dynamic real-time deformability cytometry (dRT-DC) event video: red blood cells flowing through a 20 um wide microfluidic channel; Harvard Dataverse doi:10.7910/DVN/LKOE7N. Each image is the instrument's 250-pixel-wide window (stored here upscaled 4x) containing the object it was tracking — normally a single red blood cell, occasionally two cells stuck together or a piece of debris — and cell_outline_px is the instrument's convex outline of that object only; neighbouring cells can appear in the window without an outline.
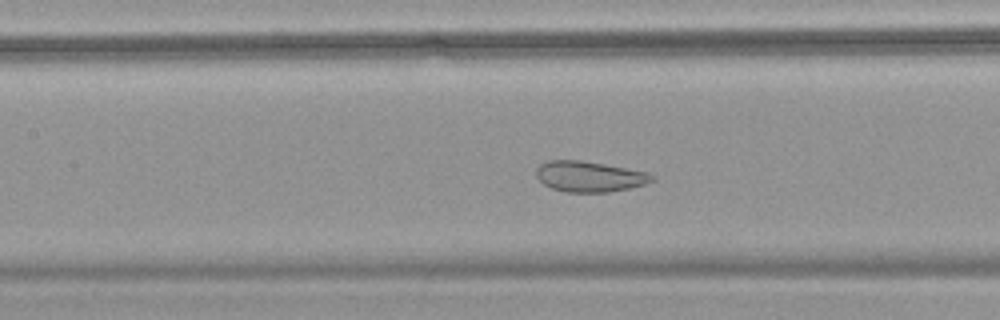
{"species": "common noctule bat (a hibernating species)", "species_latin": "Nyctalus noctula", "temperature_condition": "warm", "stored_images_in_passage": 55, "camera_frame_rate_fps": 3000, "um_per_image_px": 0.085, "animal": {"sex": "female", "body_mass_g": 18.4}, "frame": {"image": 1, "passage_image": 26, "time_ms": 8.333, "image_size_px": [1000, 320], "cell_outline_px": [[656, 180], [644, 184], [628, 188], [608, 192], [568, 192], [552, 188], [544, 184], [536, 176], [536, 168], [540, 164], [548, 160], [580, 160], [604, 164], [648, 172], [656, 176]], "centroid_in_image_um": [50.11, 15.0], "position_along_channel_um": 157.3, "area_um2": 20.63}}
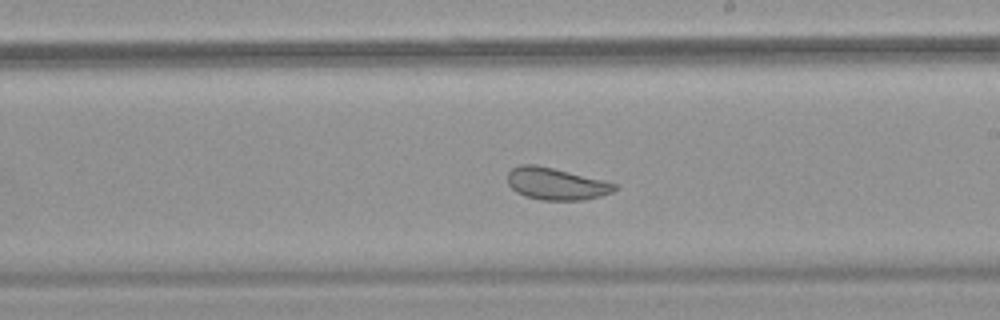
{"frame": {"image": 2, "passage_image": 33, "time_ms": 10.667, "image_size_px": [1000, 320], "cell_outline_px": [[620, 188], [612, 192], [600, 196], [584, 200], [540, 200], [524, 196], [516, 192], [508, 184], [508, 172], [512, 168], [520, 164], [536, 164], [604, 180], [616, 184]], "centroid_in_image_um": [47.27, 15.62], "position_along_channel_um": 241.7, "area_um2": 20.11}}
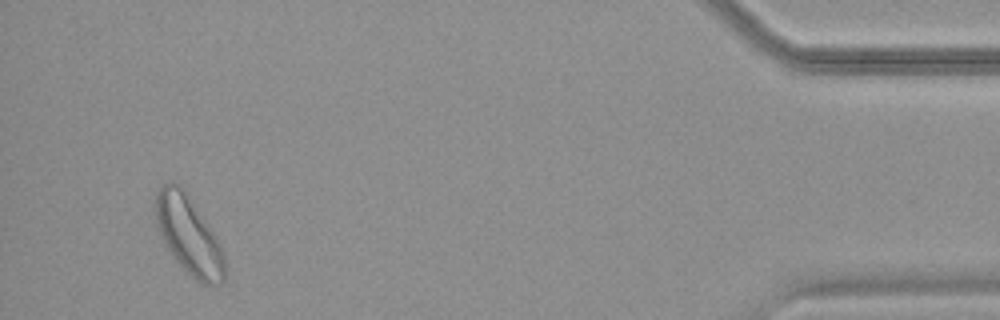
{"frame": {"image": 3, "passage_image": 53, "time_ms": 17.333, "image_size_px": [1000, 320], "cell_outline_px": [[224, 280], [220, 284], [200, 284], [176, 260], [160, 236], [156, 220], [156, 192], [164, 184], [180, 184], [216, 236], [220, 244], [224, 256]], "centroid_in_image_um": [16.05, 20.01], "position_along_channel_um": 419.2, "area_um2": 30.69}, "authors_computed_cell_mechanics": {"area_um2": 28.1486, "velocity_mm_per_s": 3.6417, "shape_relaxation_time_tau1_ms": null, "shape_relaxation_time_tau2_ms": 1.3329, "deformation_change_tau1": null, "deformation_change_tau2": 0.0659}}